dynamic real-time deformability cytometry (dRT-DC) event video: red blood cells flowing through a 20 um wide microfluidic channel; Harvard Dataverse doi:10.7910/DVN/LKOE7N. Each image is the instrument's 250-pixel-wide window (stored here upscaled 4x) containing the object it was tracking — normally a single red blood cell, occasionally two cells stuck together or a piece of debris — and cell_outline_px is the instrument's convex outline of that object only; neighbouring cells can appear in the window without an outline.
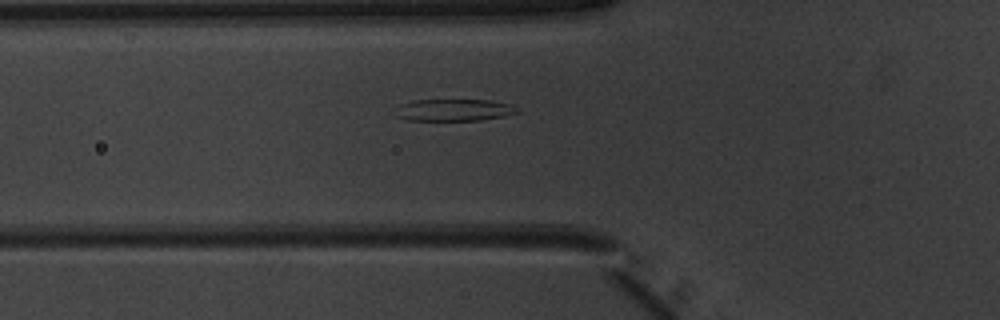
{"species": "common noctule bat (a hibernating species)", "species_latin": "Nyctalus noctula", "temperature_condition": "warm", "stored_images_in_passage": 35, "camera_frame_rate_fps": 3000, "um_per_image_px": 0.085, "animal": {"sex": "male", "body_mass_g": 20.1, "forearm_length_mm": 53.5}, "frame": {"image": 1, "passage_image": 2, "time_ms": 0.333, "image_size_px": [1000, 320], "cell_outline_px": [[520, 112], [504, 116], [480, 120], [408, 120], [396, 116], [400, 104], [412, 100], [488, 100], [512, 104]], "centroid_in_image_um": [38.61, 9.35], "position_along_channel_um": 87.2, "area_um2": 15.43}}
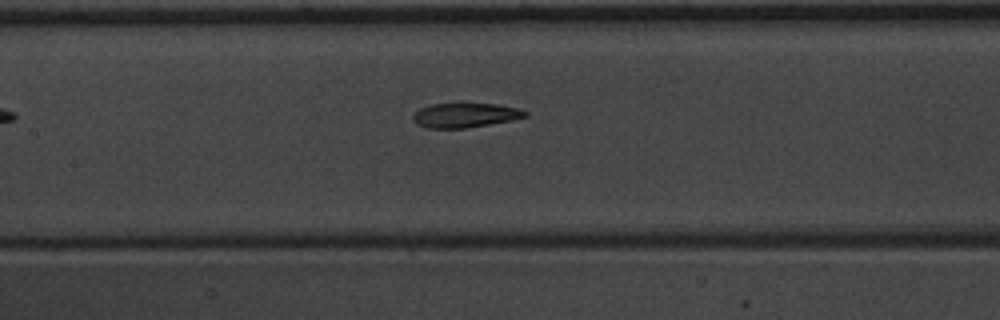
{"frame": {"image": 2, "passage_image": 8, "time_ms": 2.333, "image_size_px": [1000, 320], "cell_outline_px": [[528, 116], [512, 120], [464, 128], [428, 128], [416, 124], [412, 120], [412, 116], [420, 108], [432, 104], [496, 104], [520, 108], [528, 112]], "centroid_in_image_um": [39.54, 9.79], "position_along_channel_um": 167.9, "area_um2": 15.9}}
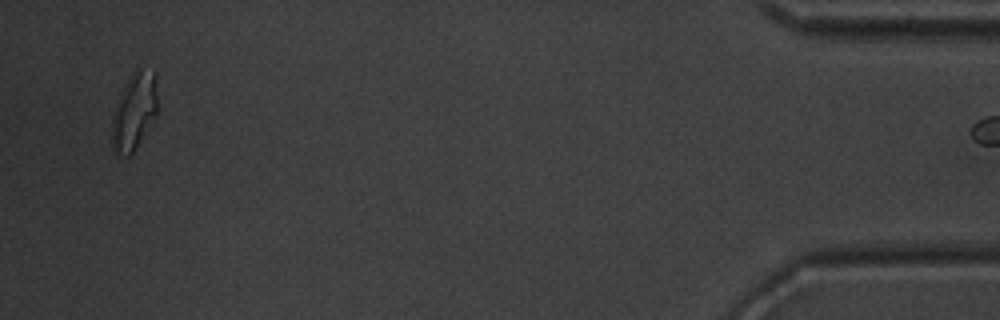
{"frame": {"image": 3, "passage_image": 33, "time_ms": 10.667, "image_size_px": [1000, 320], "cell_outline_px": [[156, 116], [136, 148], [128, 156], [116, 156], [112, 148], [112, 116], [116, 100], [128, 76], [136, 64], [156, 72]], "centroid_in_image_um": [11.38, 9.4], "position_along_channel_um": 423.8, "area_um2": 21.15}, "authors_computed_cell_mechanics": {"area_um2": 17.051, "velocity_mm_per_s": 3.975, "shape_relaxation_time_tau1_ms": 7.9436, "shape_relaxation_time_tau2_ms": 2.1296, "deformation_change_tau1": 0.2591, "deformation_change_tau2": 0.1014}}